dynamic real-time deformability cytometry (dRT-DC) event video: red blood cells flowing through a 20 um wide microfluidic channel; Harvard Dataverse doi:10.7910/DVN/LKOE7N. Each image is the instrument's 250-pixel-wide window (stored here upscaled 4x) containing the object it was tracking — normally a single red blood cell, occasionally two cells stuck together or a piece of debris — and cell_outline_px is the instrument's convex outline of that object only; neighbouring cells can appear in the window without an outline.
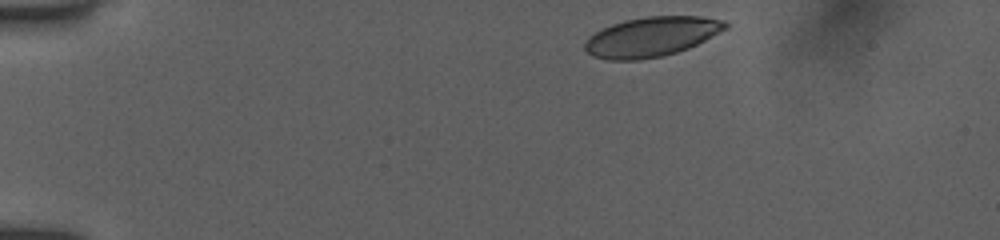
{"species": "human", "species_latin": "Homo sapiens", "temperature_condition": "room temperature", "stored_images_in_passage": 15, "camera_frame_rate_fps": 3000, "um_per_image_px": 0.085, "donor": {"sex": "female"}, "frame": {"image": 1, "passage_image": 1, "time_ms": 0.0, "image_size_px": [1000, 240], "cell_outline_px": [[728, 28], [688, 48], [664, 56], [640, 60], [608, 60], [592, 56], [584, 48], [584, 44], [588, 36], [612, 24], [624, 20], [648, 16], [700, 16], [724, 20], [728, 24]], "centroid_in_image_um": [55.37, 3.13], "position_along_channel_um": 29.6, "area_um2": 32.48}}
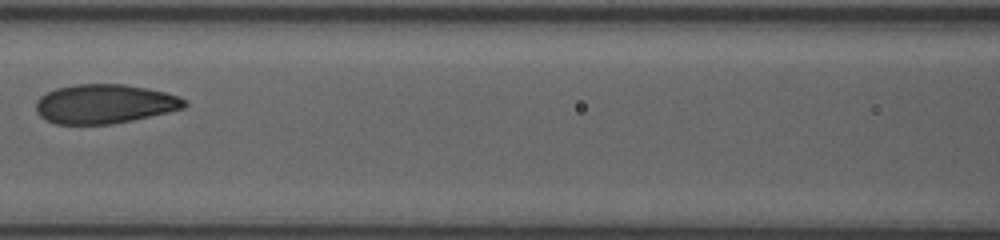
{"frame": {"image": 2, "passage_image": 9, "time_ms": 5.333, "image_size_px": [1000, 240], "cell_outline_px": [[188, 104], [184, 108], [168, 112], [132, 120], [112, 124], [56, 124], [40, 116], [36, 112], [36, 100], [40, 96], [56, 88], [76, 84], [124, 84], [148, 88], [180, 96], [188, 100]], "centroid_in_image_um": [8.91, 8.83], "position_along_channel_um": 157.7, "area_um2": 34.04}}
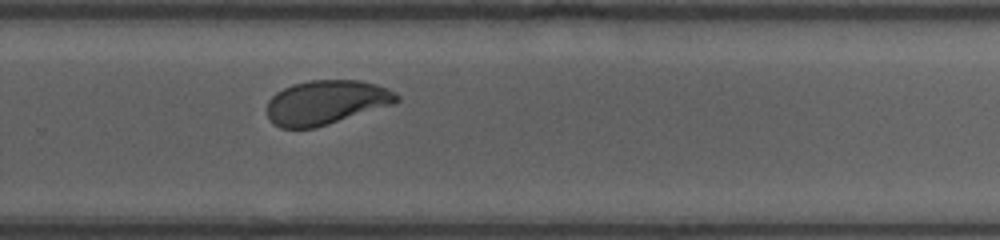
{"frame": {"image": 3, "passage_image": 15, "time_ms": 9.0, "image_size_px": [1000, 240], "cell_outline_px": [[400, 100], [392, 104], [316, 128], [280, 128], [272, 124], [268, 116], [268, 100], [276, 92], [292, 84], [308, 80], [360, 80], [376, 84], [388, 88], [396, 92], [400, 96]], "centroid_in_image_um": [27.71, 8.7], "position_along_channel_um": 302.1, "area_um2": 33.52}}